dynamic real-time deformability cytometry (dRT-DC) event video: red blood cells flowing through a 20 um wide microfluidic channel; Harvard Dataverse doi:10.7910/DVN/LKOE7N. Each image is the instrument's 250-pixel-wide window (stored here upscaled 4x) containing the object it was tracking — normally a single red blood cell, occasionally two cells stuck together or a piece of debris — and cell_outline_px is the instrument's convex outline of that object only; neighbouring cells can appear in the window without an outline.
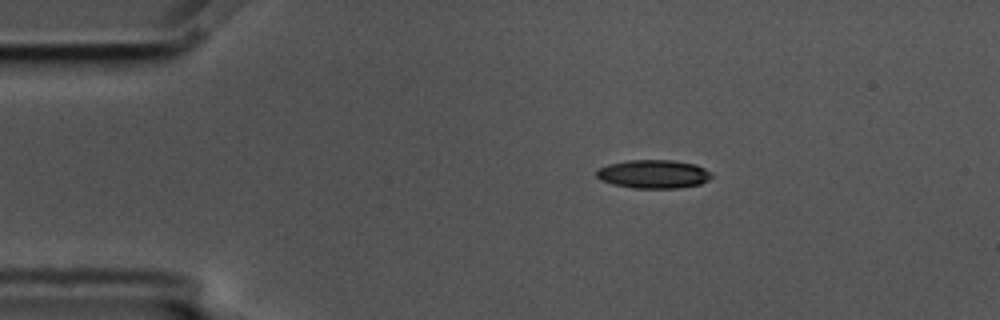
{"species": "common noctule bat (a hibernating species)", "species_latin": "Nyctalus noctula", "temperature_condition": "cold", "stored_images_in_passage": 47, "camera_frame_rate_fps": 3000, "um_per_image_px": 0.085, "animal": {"sex": "male", "body_mass_g": 17.5, "forearm_length_mm": 52.3}, "frame": {"image": 1, "passage_image": 1, "time_ms": 0.0, "image_size_px": [1000, 320], "cell_outline_px": [[712, 176], [708, 180], [700, 184], [676, 188], [636, 188], [612, 184], [600, 180], [596, 176], [596, 168], [608, 164], [628, 160], [672, 160], [696, 164], [712, 172]], "centroid_in_image_um": [55.53, 14.79], "position_along_channel_um": 29.5, "area_um2": 19.25}}
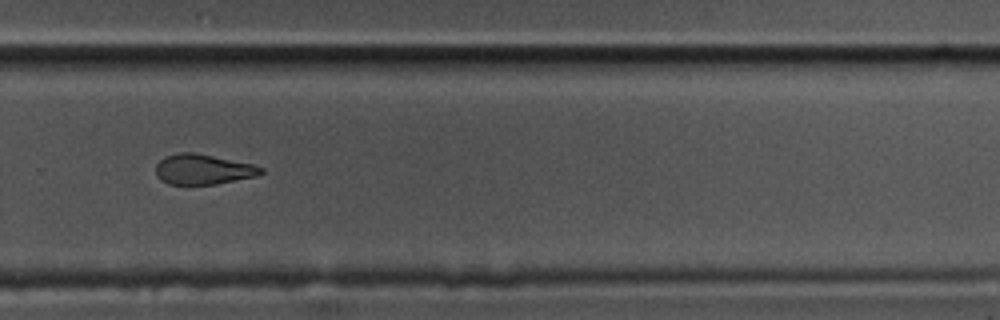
{"frame": {"image": 2, "passage_image": 29, "time_ms": 9.333, "image_size_px": [1000, 320], "cell_outline_px": [[264, 172], [260, 176], [216, 184], [168, 184], [160, 180], [156, 176], [156, 164], [164, 156], [176, 152], [192, 152], [252, 164], [264, 168]], "centroid_in_image_um": [17.26, 14.4], "position_along_channel_um": 312.5, "area_um2": 18.67}}
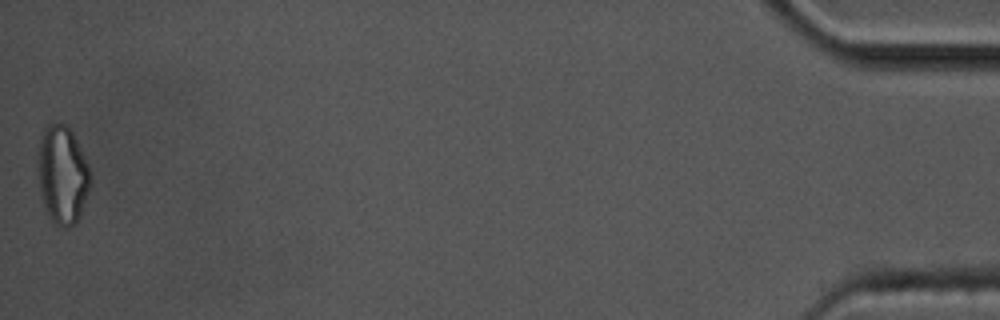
{"frame": {"image": 3, "passage_image": 47, "time_ms": 15.333, "image_size_px": [1000, 320], "cell_outline_px": [[92, 184], [80, 216], [76, 224], [68, 228], [60, 228], [52, 224], [48, 216], [40, 196], [36, 168], [36, 152], [44, 128], [48, 124], [64, 124], [72, 132], [88, 164], [92, 176]], "centroid_in_image_um": [5.29, 14.92], "position_along_channel_um": 429.9, "area_um2": 31.04}, "authors_computed_cell_mechanics": {"area_um2": 20.1144, "velocity_mm_per_s": 3.5747, "shape_relaxation_time_tau1_ms": 5.2389, "shape_relaxation_time_tau2_ms": 3.8265, "deformation_change_tau1": 0.1784, "deformation_change_tau2": 0.1275}}